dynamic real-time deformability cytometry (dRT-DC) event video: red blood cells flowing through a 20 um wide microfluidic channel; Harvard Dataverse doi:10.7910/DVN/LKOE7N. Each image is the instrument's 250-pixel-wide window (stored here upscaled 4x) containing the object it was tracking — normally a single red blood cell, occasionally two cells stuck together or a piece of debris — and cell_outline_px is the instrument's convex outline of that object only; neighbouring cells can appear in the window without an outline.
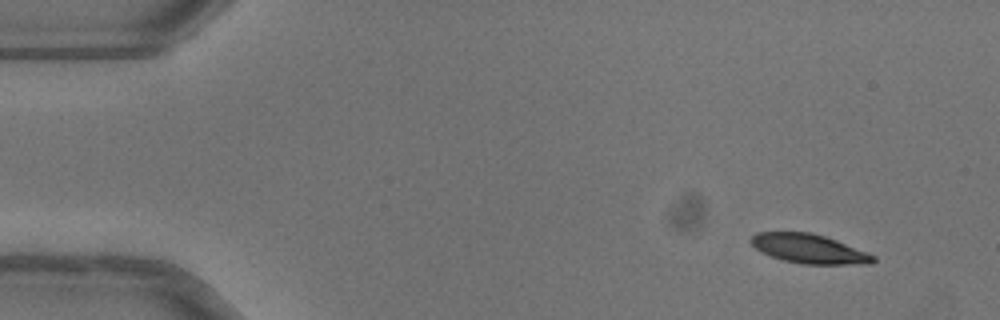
{"species": "common noctule bat (a hibernating species)", "species_latin": "Nyctalus noctula", "temperature_condition": "warm", "stored_images_in_passage": 11, "camera_frame_rate_fps": 3000, "um_per_image_px": 0.085, "animal": {"sex": "female"}, "frame": {"image": 1, "passage_image": 1, "time_ms": 0.0, "image_size_px": [1000, 320], "cell_outline_px": [[876, 260], [872, 264], [800, 264], [784, 260], [772, 256], [756, 248], [748, 240], [756, 232], [812, 232], [836, 240], [868, 252], [876, 256]], "centroid_in_image_um": [68.8, 21.14], "position_along_channel_um": 16.2, "area_um2": 20.81}}
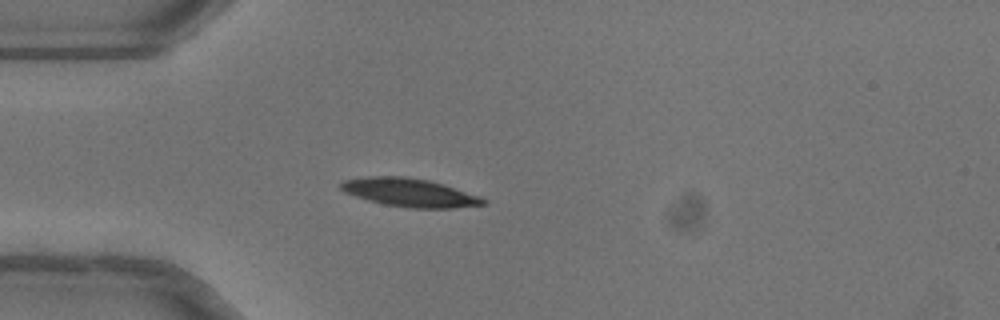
{"frame": {"image": 2, "passage_image": 11, "time_ms": 3.333, "image_size_px": [1000, 320], "cell_outline_px": [[488, 204], [452, 208], [408, 208], [384, 204], [368, 200], [344, 192], [340, 188], [340, 184], [344, 180], [368, 176], [408, 176], [428, 180], [480, 196], [488, 200]], "centroid_in_image_um": [34.83, 16.37], "position_along_channel_um": 50.2, "area_um2": 23.47}}